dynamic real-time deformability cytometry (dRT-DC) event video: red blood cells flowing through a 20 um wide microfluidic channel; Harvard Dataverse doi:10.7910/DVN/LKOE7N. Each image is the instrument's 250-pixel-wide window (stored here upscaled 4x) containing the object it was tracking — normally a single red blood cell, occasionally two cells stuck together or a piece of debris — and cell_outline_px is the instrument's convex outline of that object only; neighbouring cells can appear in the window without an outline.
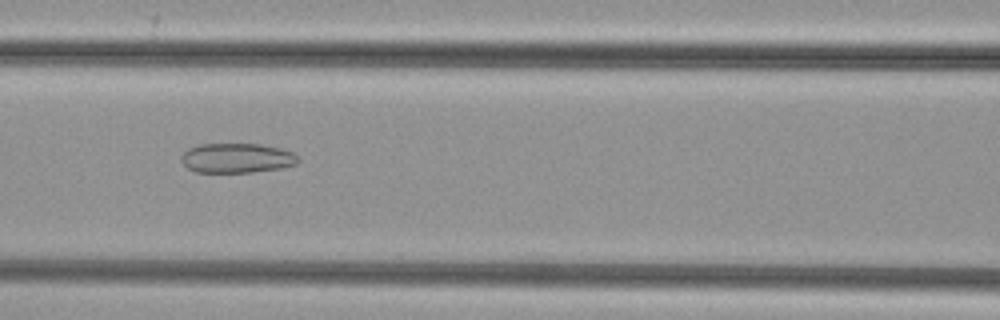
{"species": "common noctule bat (a hibernating species)", "species_latin": "Nyctalus noctula", "temperature_condition": "cold", "stored_images_in_passage": 50, "camera_frame_rate_fps": 3000, "um_per_image_px": 0.085, "animal": {"sex": "female", "body_mass_g": 29.2, "forearm_length_mm": 56.3}, "frame": {"image": 1, "passage_image": 21, "time_ms": 6.667, "image_size_px": [1000, 320], "cell_outline_px": [[300, 160], [296, 164], [280, 168], [252, 172], [196, 172], [188, 168], [180, 160], [180, 156], [188, 148], [200, 144], [260, 144], [280, 148], [292, 152]], "centroid_in_image_um": [20.11, 13.43], "position_along_channel_um": 146.5, "area_um2": 20.17}}
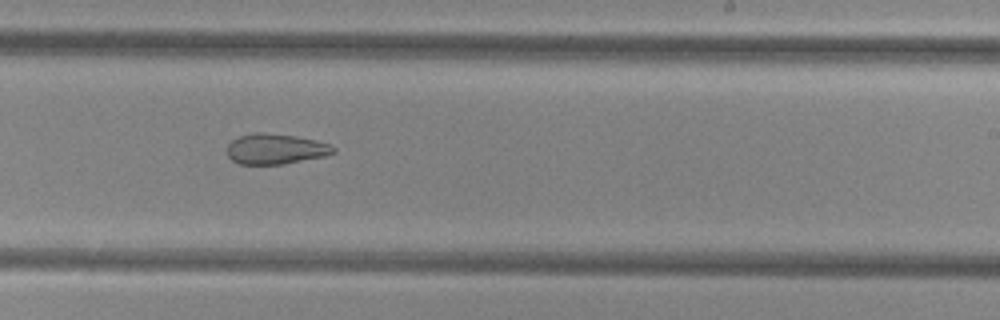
{"frame": {"image": 2, "passage_image": 30, "time_ms": 9.667, "image_size_px": [1000, 320], "cell_outline_px": [[336, 152], [324, 156], [284, 164], [240, 164], [232, 160], [228, 156], [228, 144], [232, 140], [240, 136], [252, 132], [264, 132], [296, 136], [316, 140], [328, 144], [336, 148]], "centroid_in_image_um": [23.42, 12.65], "position_along_channel_um": 265.6, "area_um2": 18.84}}
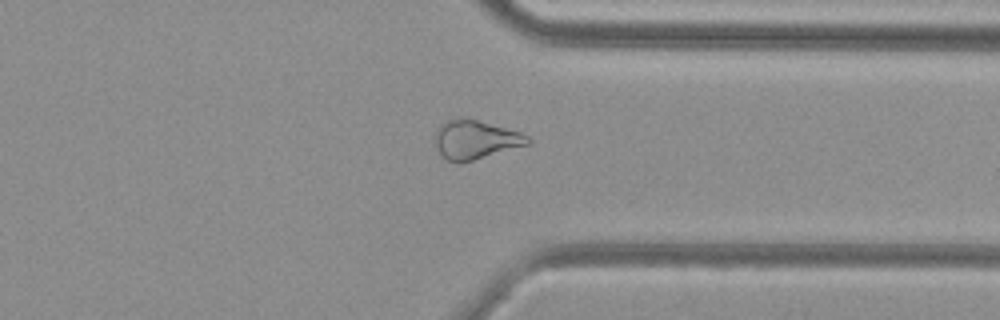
{"frame": {"image": 3, "passage_image": 38, "time_ms": 12.333, "image_size_px": [1000, 320], "cell_outline_px": [[532, 140], [528, 144], [460, 164], [448, 160], [440, 152], [432, 136], [440, 124], [448, 120], [464, 116], [520, 132], [528, 136]], "centroid_in_image_um": [40.37, 11.85], "position_along_channel_um": 371.0, "area_um2": 21.04}}